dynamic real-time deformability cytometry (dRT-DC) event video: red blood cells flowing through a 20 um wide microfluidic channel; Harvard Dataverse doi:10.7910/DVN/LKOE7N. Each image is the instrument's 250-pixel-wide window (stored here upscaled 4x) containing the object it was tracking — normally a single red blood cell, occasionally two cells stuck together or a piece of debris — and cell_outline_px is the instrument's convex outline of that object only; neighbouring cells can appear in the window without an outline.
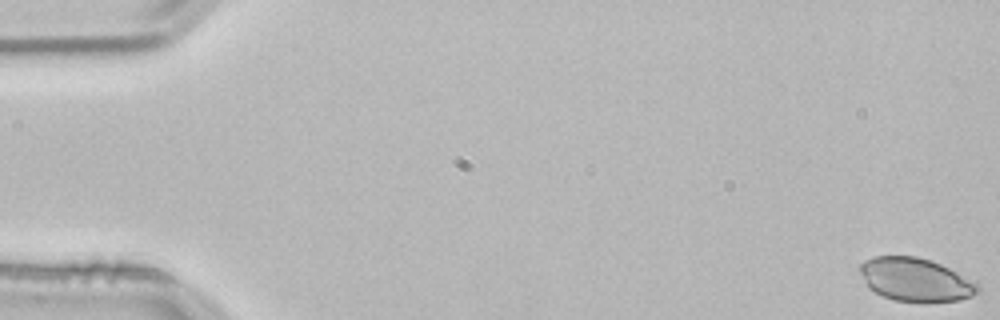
{"species": "common noctule bat (a hibernating species)", "species_latin": "Nyctalus noctula", "temperature_condition": "room temperature", "stored_images_in_passage": 54, "camera_frame_rate_fps": 3000, "um_per_image_px": 0.085, "animal": {"sex": "male", "body_mass_g": 21.5, "forearm_length_mm": 52.0}, "frame": {"image": 1, "passage_image": 1, "time_ms": 0.0, "image_size_px": [1000, 320], "cell_outline_px": [[980, 292], [972, 296], [960, 300], [924, 304], [896, 300], [884, 296], [868, 288], [860, 272], [860, 264], [864, 260], [872, 256], [916, 256], [940, 264], [956, 272], [976, 284], [980, 288]], "centroid_in_image_um": [77.8, 23.8], "position_along_channel_um": 7.2, "area_um2": 29.88}}
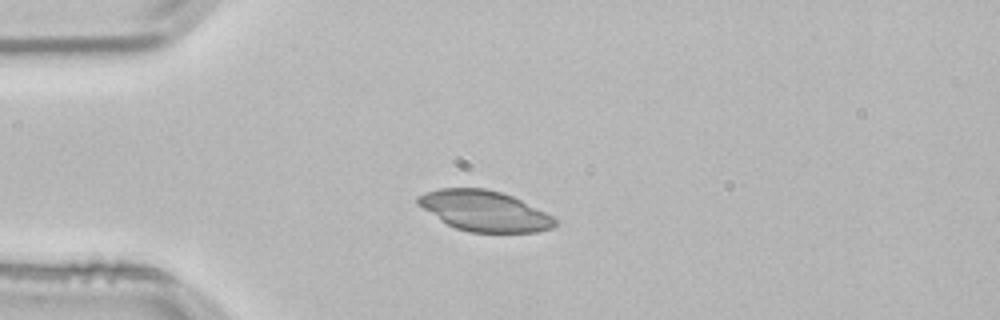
{"frame": {"image": 2, "passage_image": 14, "time_ms": 4.333, "image_size_px": [1000, 320], "cell_outline_px": [[556, 224], [552, 228], [536, 232], [468, 232], [456, 228], [440, 220], [416, 204], [416, 196], [424, 192], [440, 188], [484, 188], [500, 192], [512, 196], [552, 216], [556, 220]], "centroid_in_image_um": [41.12, 17.92], "position_along_channel_um": 43.9, "area_um2": 32.14}}